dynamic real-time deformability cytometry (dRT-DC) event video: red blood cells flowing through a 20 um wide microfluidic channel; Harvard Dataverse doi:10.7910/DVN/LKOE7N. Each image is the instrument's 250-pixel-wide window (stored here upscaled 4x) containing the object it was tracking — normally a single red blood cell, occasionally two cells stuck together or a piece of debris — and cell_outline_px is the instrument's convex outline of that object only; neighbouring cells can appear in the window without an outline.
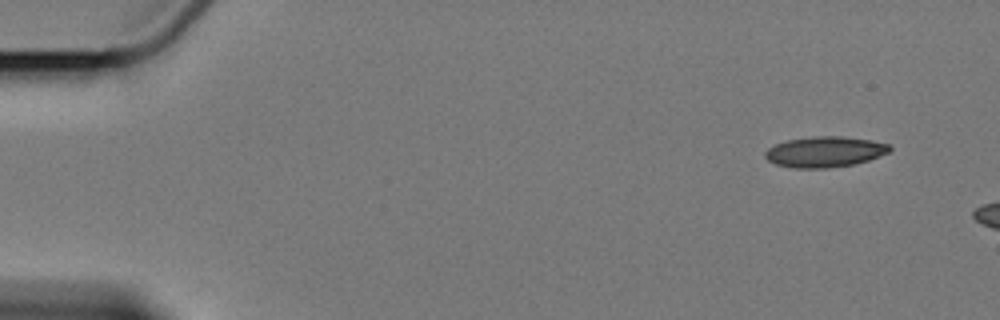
{"species": "Egyptian fruit bat (a non-hibernating species)", "species_latin": "Rousettus aegyptiacus", "temperature_condition": "cold", "stored_images_in_passage": 4, "camera_frame_rate_fps": 3000, "um_per_image_px": 0.085, "animal": {"sex": "female"}, "frame": {"image": 1, "passage_image": 1, "time_ms": 0.0, "image_size_px": [1000, 320], "cell_outline_px": [[892, 148], [888, 152], [868, 160], [852, 164], [824, 168], [792, 168], [776, 164], [768, 160], [764, 156], [764, 152], [768, 148], [776, 144], [788, 140], [812, 136], [844, 136], [872, 140], [892, 144]], "centroid_in_image_um": [70.11, 12.89], "position_along_channel_um": 14.9, "area_um2": 22.25}}